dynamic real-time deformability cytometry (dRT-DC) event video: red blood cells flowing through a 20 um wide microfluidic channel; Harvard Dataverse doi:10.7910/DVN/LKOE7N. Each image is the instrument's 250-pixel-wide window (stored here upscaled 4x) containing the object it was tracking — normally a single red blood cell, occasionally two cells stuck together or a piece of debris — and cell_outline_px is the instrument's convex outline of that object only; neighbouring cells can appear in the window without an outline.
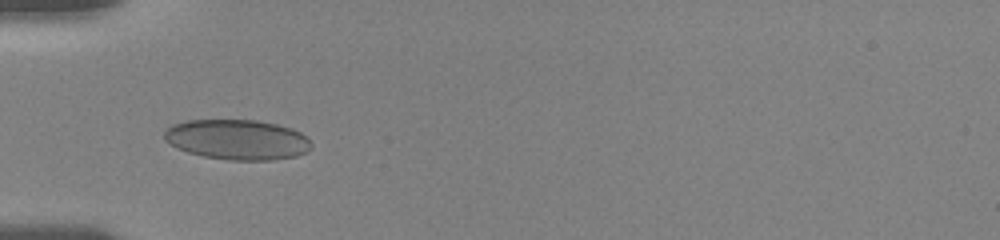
{"species": "human", "species_latin": "Homo sapiens", "temperature_condition": "room temperature", "stored_images_in_passage": 2, "camera_frame_rate_fps": 3000, "um_per_image_px": 0.085, "donor": {"sex": "female"}, "frame": {"image": 1, "passage_image": 1, "time_ms": 0.0, "image_size_px": [1000, 240], "cell_outline_px": [[312, 148], [308, 152], [296, 156], [272, 160], [228, 160], [204, 156], [188, 152], [176, 148], [164, 140], [164, 132], [172, 124], [188, 120], [256, 120], [276, 124], [292, 128], [308, 136], [312, 144]], "centroid_in_image_um": [20.2, 11.87], "position_along_channel_um": 64.8, "area_um2": 34.68}}